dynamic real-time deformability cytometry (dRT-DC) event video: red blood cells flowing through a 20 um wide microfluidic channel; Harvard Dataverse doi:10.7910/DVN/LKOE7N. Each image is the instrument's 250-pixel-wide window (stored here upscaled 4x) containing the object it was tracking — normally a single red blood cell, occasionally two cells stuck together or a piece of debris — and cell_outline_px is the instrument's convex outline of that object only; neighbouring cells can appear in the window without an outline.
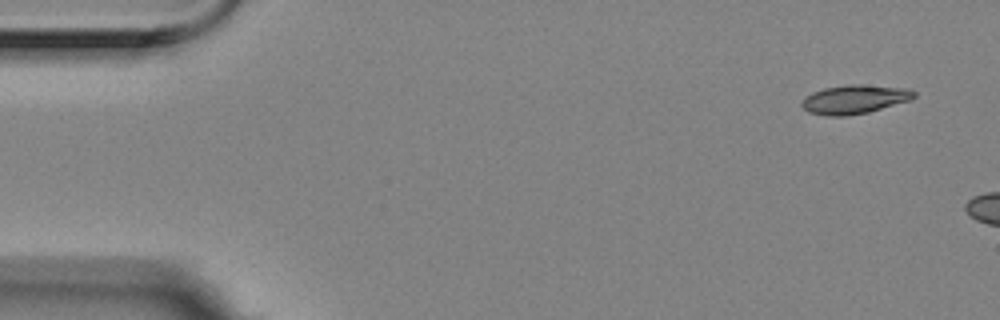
{"species": "Egyptian fruit bat (a non-hibernating species)", "species_latin": "Rousettus aegyptiacus", "temperature_condition": "room temperature", "stored_images_in_passage": 3, "camera_frame_rate_fps": 3000, "um_per_image_px": 0.085, "animal": {"sex": "female"}, "frame": {"image": 1, "passage_image": 1, "time_ms": 0.0, "image_size_px": [1000, 320], "cell_outline_px": [[916, 96], [912, 100], [868, 112], [848, 116], [828, 116], [808, 112], [800, 104], [812, 92], [824, 88], [848, 84], [860, 84], [908, 88], [916, 92]], "centroid_in_image_um": [72.68, 8.44], "position_along_channel_um": 12.3, "area_um2": 18.96}}